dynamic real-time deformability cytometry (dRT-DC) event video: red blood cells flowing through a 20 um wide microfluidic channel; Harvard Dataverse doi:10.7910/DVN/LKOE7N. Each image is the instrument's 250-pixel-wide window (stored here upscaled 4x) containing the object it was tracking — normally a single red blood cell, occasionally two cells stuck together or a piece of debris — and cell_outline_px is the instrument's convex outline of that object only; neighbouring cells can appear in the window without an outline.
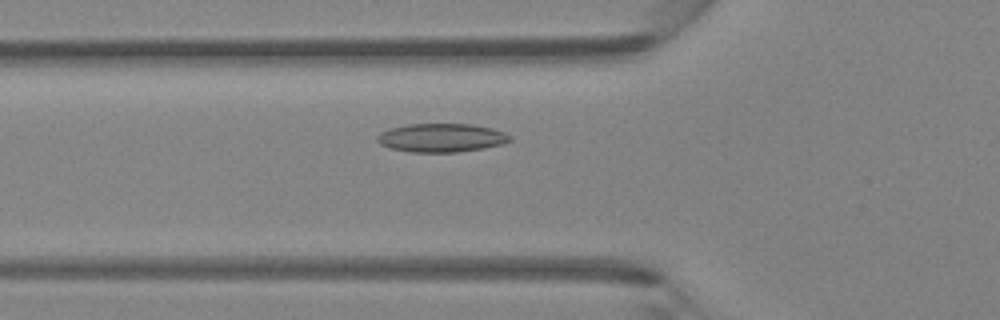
{"species": "Egyptian fruit bat (a non-hibernating species)", "species_latin": "Rousettus aegyptiacus", "temperature_condition": "room temperature", "stored_images_in_passage": 44, "camera_frame_rate_fps": 3000, "um_per_image_px": 0.085, "animal": {"sex": "female"}, "frame": {"image": 1, "passage_image": 14, "time_ms": 4.333, "image_size_px": [1000, 320], "cell_outline_px": [[512, 140], [500, 144], [484, 148], [456, 152], [412, 152], [392, 148], [380, 144], [376, 140], [376, 136], [380, 132], [392, 128], [408, 124], [472, 124], [492, 128], [504, 132], [512, 136]], "centroid_in_image_um": [37.53, 11.7], "position_along_channel_um": 88.3, "area_um2": 22.02}}
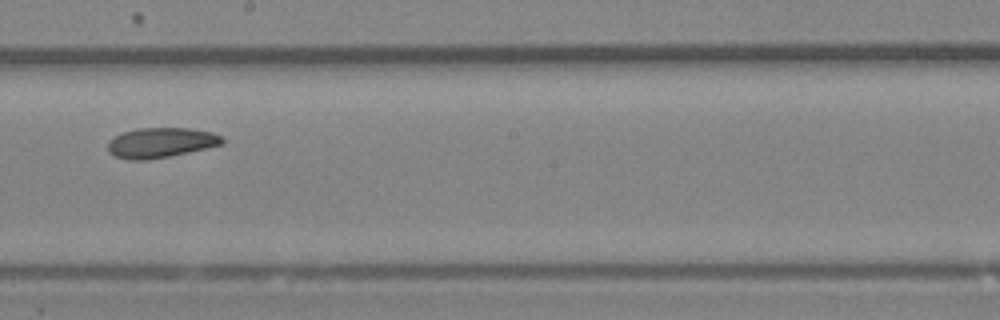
{"frame": {"image": 2, "passage_image": 24, "time_ms": 7.667, "image_size_px": [1000, 320], "cell_outline_px": [[224, 144], [208, 148], [148, 160], [128, 160], [116, 156], [108, 152], [108, 140], [124, 132], [136, 128], [188, 128], [212, 132], [220, 136], [224, 140]], "centroid_in_image_um": [13.66, 12.13], "position_along_channel_um": 234.5, "area_um2": 20.0}}
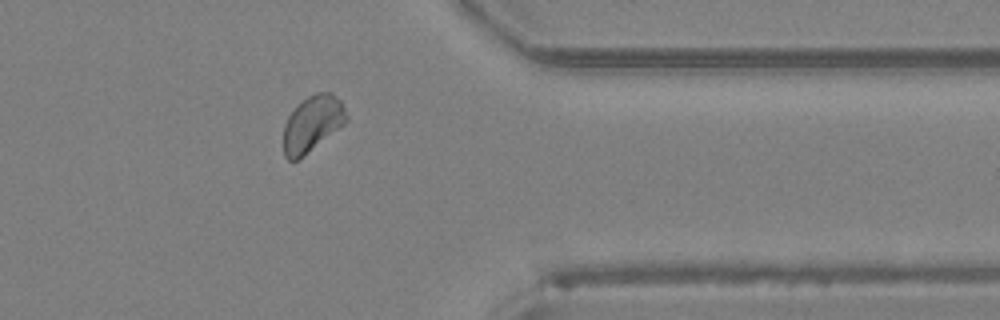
{"frame": {"image": 3, "passage_image": 35, "time_ms": 11.333, "image_size_px": [1000, 320], "cell_outline_px": [[348, 120], [344, 124], [296, 160], [288, 160], [284, 156], [284, 124], [288, 116], [308, 96], [316, 92], [332, 92], [340, 100], [348, 116]], "centroid_in_image_um": [26.56, 10.48], "position_along_channel_um": 384.8, "area_um2": 19.94}}